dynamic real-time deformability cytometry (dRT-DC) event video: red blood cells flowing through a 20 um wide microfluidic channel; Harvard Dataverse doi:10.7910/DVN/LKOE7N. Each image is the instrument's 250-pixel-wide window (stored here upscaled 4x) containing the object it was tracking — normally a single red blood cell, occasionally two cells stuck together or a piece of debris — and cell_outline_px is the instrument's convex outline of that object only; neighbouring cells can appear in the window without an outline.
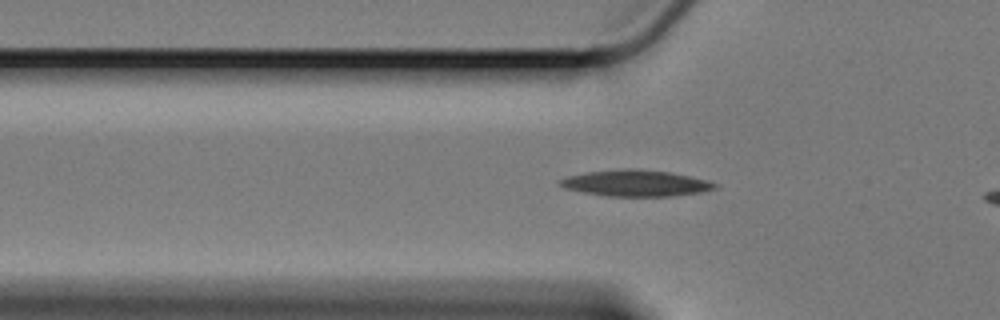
{"species": "Egyptian fruit bat (a non-hibernating species)", "species_latin": "Rousettus aegyptiacus", "temperature_condition": "cold", "stored_images_in_passage": 46, "camera_frame_rate_fps": 3000, "um_per_image_px": 0.085, "animal": {"sex": "female"}, "frame": {"image": 1, "passage_image": 13, "time_ms": 4.0, "image_size_px": [1000, 320], "cell_outline_px": [[720, 184], [716, 188], [700, 192], [672, 196], [608, 196], [584, 192], [564, 188], [560, 184], [560, 180], [568, 176], [588, 172], [624, 168], [636, 168], [672, 172], [708, 180]], "centroid_in_image_um": [54.1, 15.56], "position_along_channel_um": 71.7, "area_um2": 23.7}}
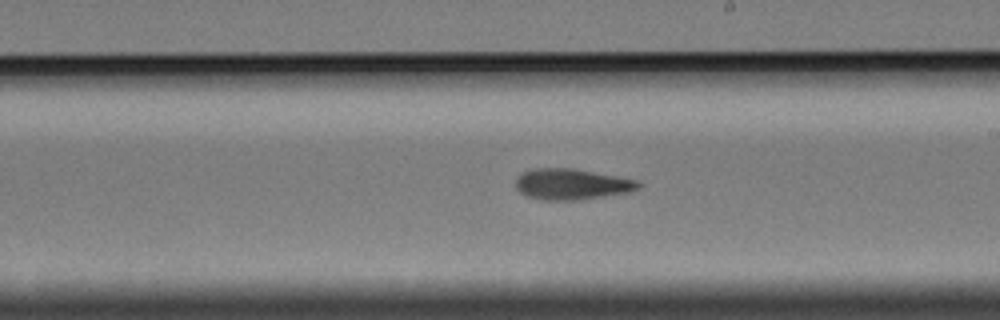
{"frame": {"image": 2, "passage_image": 28, "time_ms": 9.0, "image_size_px": [1000, 320], "cell_outline_px": [[644, 184], [640, 188], [628, 192], [580, 200], [544, 200], [528, 196], [520, 192], [516, 188], [516, 176], [532, 168], [572, 168], [640, 180]], "centroid_in_image_um": [48.63, 15.65], "position_along_channel_um": 240.4, "area_um2": 22.25}}
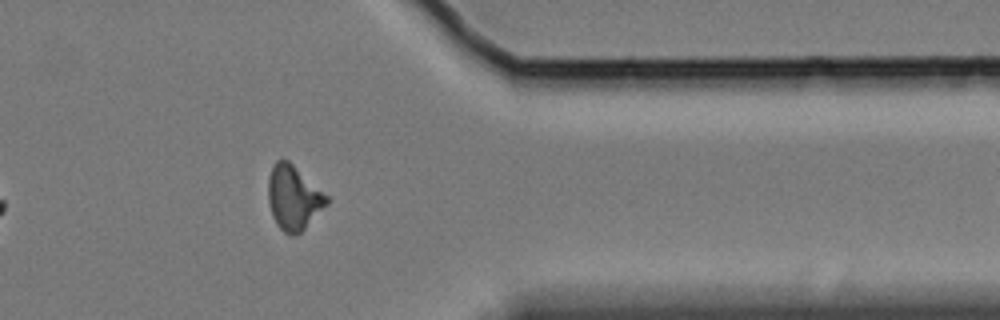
{"frame": {"image": 3, "passage_image": 42, "time_ms": 13.667, "image_size_px": [1000, 320], "cell_outline_px": [[332, 196], [328, 204], [300, 232], [292, 236], [284, 232], [276, 224], [272, 216], [268, 204], [268, 180], [272, 164], [276, 160], [288, 160]], "centroid_in_image_um": [24.98, 16.78], "position_along_channel_um": 386.4, "area_um2": 22.43}}